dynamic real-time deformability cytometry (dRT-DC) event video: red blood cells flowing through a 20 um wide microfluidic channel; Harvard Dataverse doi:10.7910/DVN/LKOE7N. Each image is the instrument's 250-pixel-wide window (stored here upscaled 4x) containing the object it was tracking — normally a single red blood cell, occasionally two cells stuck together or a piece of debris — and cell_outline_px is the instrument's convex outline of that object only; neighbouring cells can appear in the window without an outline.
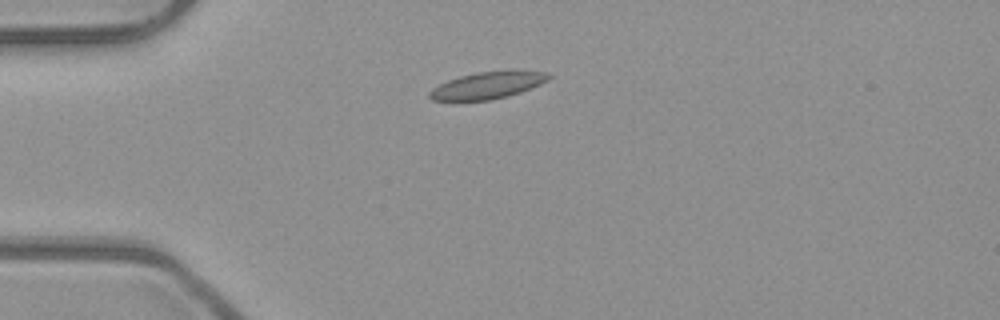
{"species": "common noctule bat (a hibernating species)", "species_latin": "Nyctalus noctula", "temperature_condition": "room temperature", "stored_images_in_passage": 4, "camera_frame_rate_fps": 3000, "um_per_image_px": 0.085, "animal": {"sex": "male", "body_mass_g": 23.1, "forearm_length_mm": 52.7}, "frame": {"image": 1, "passage_image": 2, "time_ms": 0.333, "image_size_px": [1000, 320], "cell_outline_px": [[552, 76], [548, 80], [540, 84], [520, 92], [508, 96], [492, 100], [432, 100], [428, 96], [428, 92], [432, 88], [448, 80], [460, 76], [476, 72], [512, 68], [516, 68], [548, 72]], "centroid_in_image_um": [41.52, 7.2], "position_along_channel_um": 43.5, "area_um2": 19.25}}
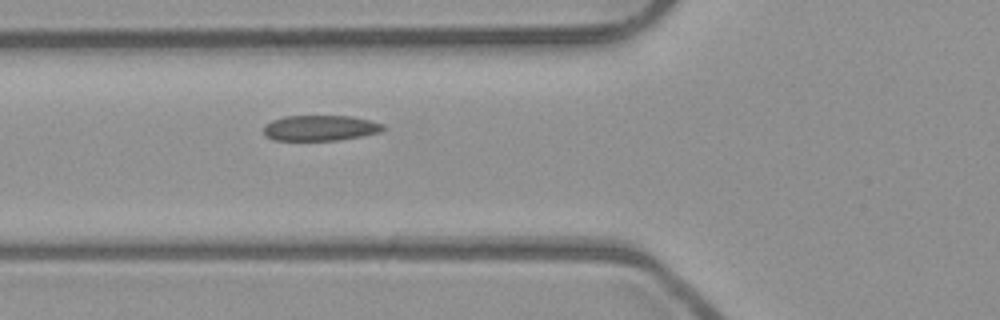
{"frame": {"image": 2, "passage_image": 4, "time_ms": 1.0, "image_size_px": [1000, 320], "cell_outline_px": [[384, 128], [380, 132], [340, 140], [272, 140], [264, 132], [264, 124], [272, 120], [284, 116], [352, 116], [384, 124]], "centroid_in_image_um": [27.2, 10.87], "position_along_channel_um": 98.6, "area_um2": 17.69}}